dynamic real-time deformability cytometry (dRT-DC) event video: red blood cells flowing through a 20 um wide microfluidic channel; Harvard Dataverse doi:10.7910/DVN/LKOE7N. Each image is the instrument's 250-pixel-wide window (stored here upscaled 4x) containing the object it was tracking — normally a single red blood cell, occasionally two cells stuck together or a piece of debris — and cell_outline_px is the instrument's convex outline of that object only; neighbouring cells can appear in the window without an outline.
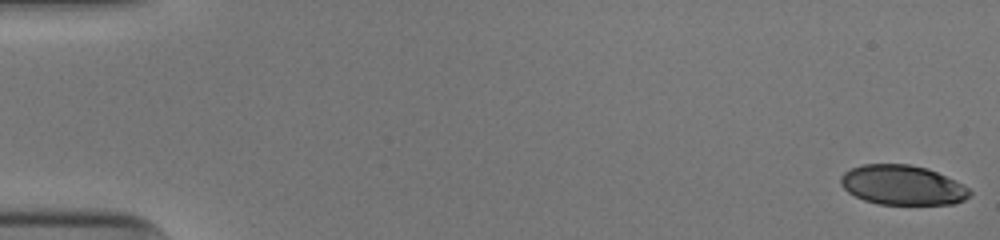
{"species": "human", "species_latin": "Homo sapiens", "temperature_condition": "cold", "stored_images_in_passage": 52, "camera_frame_rate_fps": 3000, "um_per_image_px": 0.085, "donor": {"sex": "male"}, "frame": {"image": 1, "passage_image": 1, "time_ms": 0.0, "image_size_px": [1000, 240], "cell_outline_px": [[972, 192], [964, 200], [952, 204], [880, 204], [864, 200], [848, 192], [840, 184], [840, 176], [844, 172], [852, 168], [864, 164], [908, 164], [928, 168], [968, 188]], "centroid_in_image_um": [76.67, 15.73], "position_along_channel_um": 8.3, "area_um2": 29.54}}
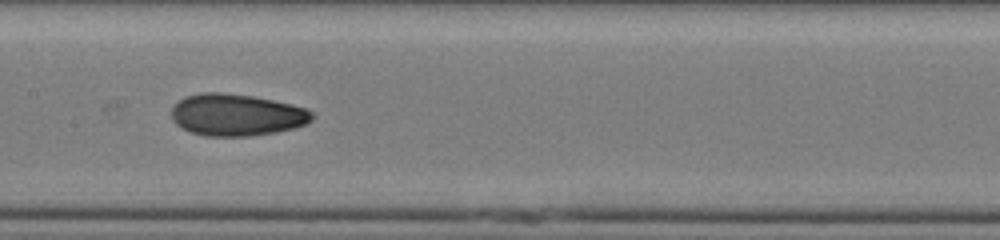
{"frame": {"image": 2, "passage_image": 27, "time_ms": 8.667, "image_size_px": [1000, 240], "cell_outline_px": [[312, 120], [308, 124], [276, 132], [248, 136], [204, 136], [192, 132], [176, 124], [172, 120], [172, 108], [184, 96], [200, 92], [220, 92], [252, 96], [292, 104], [304, 108], [312, 112]], "centroid_in_image_um": [20.1, 9.76], "position_along_channel_um": 187.3, "area_um2": 34.22}}
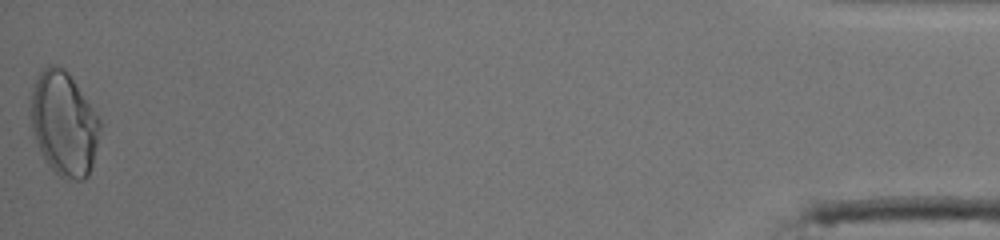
{"frame": {"image": 3, "passage_image": 52, "time_ms": 17.0, "image_size_px": [1000, 240], "cell_outline_px": [[100, 128], [92, 164], [88, 176], [84, 180], [64, 180], [44, 160], [36, 140], [28, 116], [28, 108], [32, 84], [40, 72], [48, 64], [56, 64], [64, 68], [68, 72], [100, 120]], "centroid_in_image_um": [5.37, 10.49], "position_along_channel_um": 429.8, "area_um2": 42.19}, "authors_computed_cell_mechanics": {"area_um2": 33.4662, "velocity_mm_per_s": 3.9959, "shape_relaxation_time_tau1_ms": 5.9732, "shape_relaxation_time_tau2_ms": 1.7583, "deformation_change_tau1": 0.1674, "deformation_change_tau2": 0.0639}}